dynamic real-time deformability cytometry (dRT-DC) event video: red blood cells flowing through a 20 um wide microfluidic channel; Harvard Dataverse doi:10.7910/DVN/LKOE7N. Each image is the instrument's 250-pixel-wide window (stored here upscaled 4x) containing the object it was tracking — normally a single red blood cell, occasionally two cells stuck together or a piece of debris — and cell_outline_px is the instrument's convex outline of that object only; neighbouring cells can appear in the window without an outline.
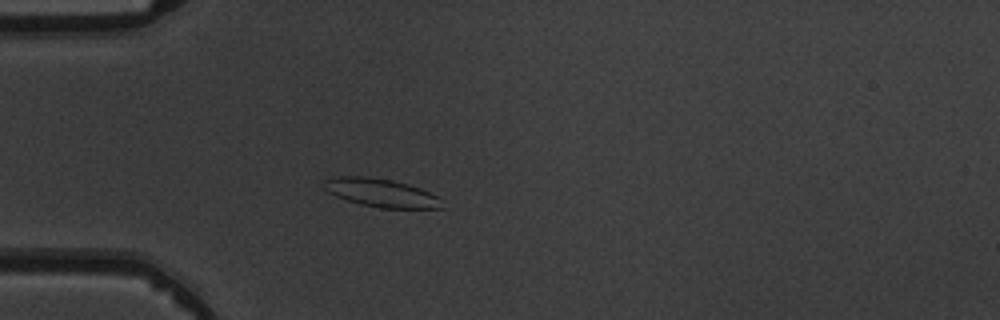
{"species": "common noctule bat (a hibernating species)", "species_latin": "Nyctalus noctula", "temperature_condition": "warm", "stored_images_in_passage": 5, "camera_frame_rate_fps": 3000, "um_per_image_px": 0.085, "animal": {"sex": "male", "body_mass_g": 19.5, "forearm_length_mm": 54.6}, "frame": {"image": 1, "passage_image": 5, "time_ms": 4.333, "image_size_px": [1000, 320], "cell_outline_px": [[444, 208], [380, 208], [360, 204], [336, 196], [328, 192], [324, 188], [324, 180], [328, 176], [368, 176], [392, 180], [408, 184], [420, 188], [436, 196]], "centroid_in_image_um": [32.33, 16.37], "position_along_channel_um": 52.7, "area_um2": 19.42}}